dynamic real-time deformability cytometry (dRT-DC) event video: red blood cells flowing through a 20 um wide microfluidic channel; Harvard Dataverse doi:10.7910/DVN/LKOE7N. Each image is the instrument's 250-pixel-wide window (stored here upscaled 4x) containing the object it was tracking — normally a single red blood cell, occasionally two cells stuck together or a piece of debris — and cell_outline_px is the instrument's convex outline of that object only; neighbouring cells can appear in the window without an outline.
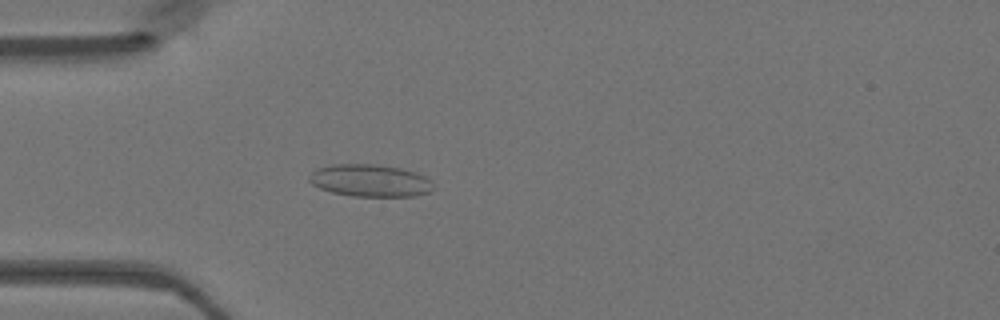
{"species": "Egyptian fruit bat (a non-hibernating species)", "species_latin": "Rousettus aegyptiacus", "temperature_condition": "warm", "stored_images_in_passage": 48, "camera_frame_rate_fps": 3000, "um_per_image_px": 0.085, "animal": {"sex": "female"}, "frame": {"image": 1, "passage_image": 14, "time_ms": 4.333, "image_size_px": [1000, 320], "cell_outline_px": [[432, 188], [428, 192], [416, 196], [352, 196], [332, 192], [320, 188], [312, 184], [308, 180], [308, 176], [316, 168], [332, 164], [376, 164], [400, 168], [416, 172], [432, 180]], "centroid_in_image_um": [31.43, 15.34], "position_along_channel_um": 53.6, "area_um2": 23.41}}
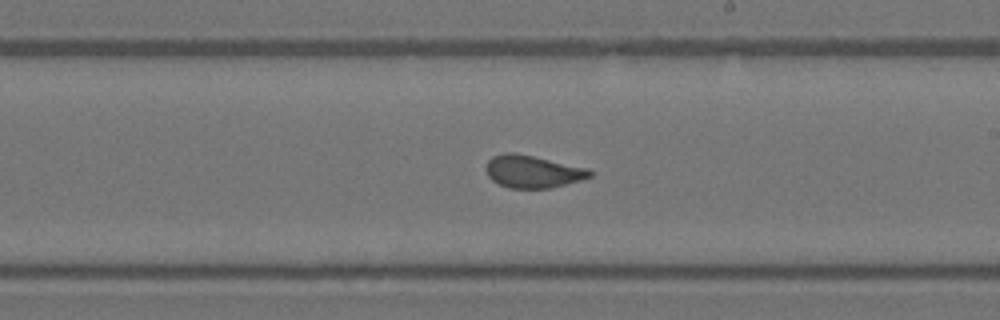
{"frame": {"image": 2, "passage_image": 28, "time_ms": 9.0, "image_size_px": [1000, 320], "cell_outline_px": [[592, 176], [580, 180], [552, 188], [508, 188], [492, 180], [488, 176], [484, 168], [488, 160], [492, 156], [504, 152], [516, 152], [588, 168], [592, 172]], "centroid_in_image_um": [45.25, 14.57], "position_along_channel_um": 243.8, "area_um2": 19.83}}
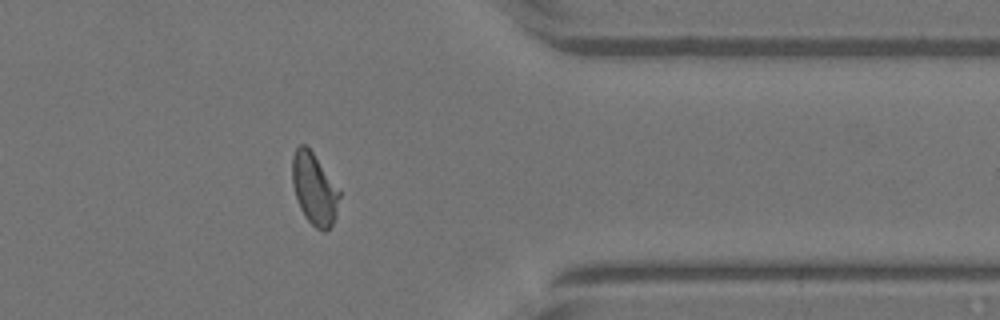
{"frame": {"image": 3, "passage_image": 39, "time_ms": 12.667, "image_size_px": [1000, 320], "cell_outline_px": [[340, 196], [336, 216], [332, 224], [324, 232], [316, 228], [304, 216], [300, 208], [292, 184], [292, 156], [296, 148], [300, 144], [304, 144], [312, 152], [340, 188]], "centroid_in_image_um": [26.73, 16.05], "position_along_channel_um": 384.7, "area_um2": 19.77}}